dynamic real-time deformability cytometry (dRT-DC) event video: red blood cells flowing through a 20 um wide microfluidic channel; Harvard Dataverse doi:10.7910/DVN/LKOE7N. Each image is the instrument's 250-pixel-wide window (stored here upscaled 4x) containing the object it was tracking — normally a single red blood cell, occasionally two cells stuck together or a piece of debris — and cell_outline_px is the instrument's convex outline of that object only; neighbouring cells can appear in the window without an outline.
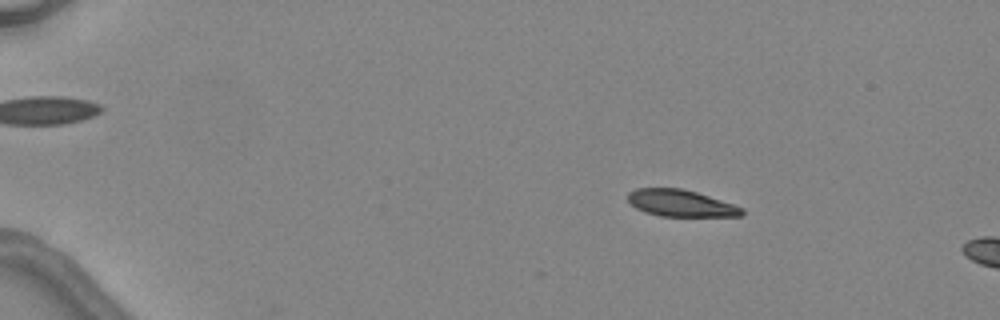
{"species": "common noctule bat (a hibernating species)", "species_latin": "Nyctalus noctula", "temperature_condition": "warm", "stored_images_in_passage": 3, "camera_frame_rate_fps": 3000, "um_per_image_px": 0.085, "animal": {"sex": "female", "body_mass_g": 24.6, "forearm_length_mm": 56.2}, "frame": {"image": 1, "passage_image": 2, "time_ms": 1.0, "image_size_px": [1000, 320], "cell_outline_px": [[744, 212], [740, 216], [660, 216], [644, 212], [636, 208], [628, 200], [628, 192], [636, 188], [680, 188], [696, 192], [744, 208]], "centroid_in_image_um": [57.83, 17.27], "position_along_channel_um": 27.2, "area_um2": 17.63}}